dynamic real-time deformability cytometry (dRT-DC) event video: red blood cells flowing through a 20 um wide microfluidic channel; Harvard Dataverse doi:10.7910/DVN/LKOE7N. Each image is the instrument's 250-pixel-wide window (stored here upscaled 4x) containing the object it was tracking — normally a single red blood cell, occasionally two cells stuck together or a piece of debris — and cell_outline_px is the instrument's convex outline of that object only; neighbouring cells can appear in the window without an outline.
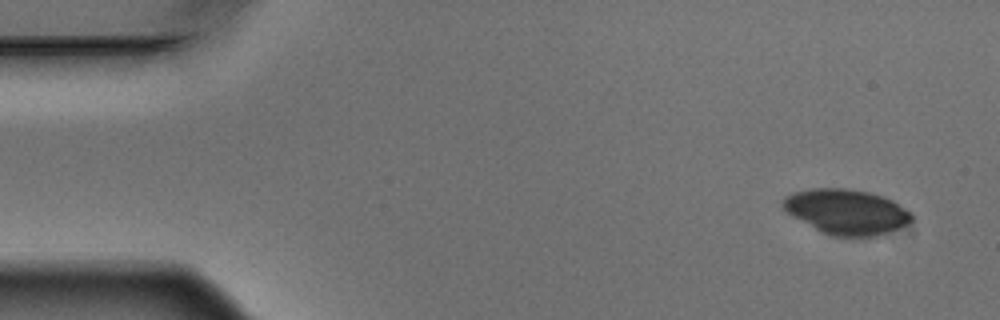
{"species": "Egyptian fruit bat (a non-hibernating species)", "species_latin": "Rousettus aegyptiacus", "temperature_condition": "warm", "stored_images_in_passage": 5, "camera_frame_rate_fps": 3000, "um_per_image_px": 0.085, "animal": {"sex": "male"}, "frame": {"image": 1, "passage_image": 1, "time_ms": 0.0, "image_size_px": [1000, 320], "cell_outline_px": [[912, 220], [908, 224], [880, 236], [832, 236], [792, 216], [780, 204], [784, 196], [792, 192], [812, 188], [848, 188], [868, 192], [892, 200], [912, 212]], "centroid_in_image_um": [71.95, 17.99], "position_along_channel_um": 13.0, "area_um2": 33.76}}